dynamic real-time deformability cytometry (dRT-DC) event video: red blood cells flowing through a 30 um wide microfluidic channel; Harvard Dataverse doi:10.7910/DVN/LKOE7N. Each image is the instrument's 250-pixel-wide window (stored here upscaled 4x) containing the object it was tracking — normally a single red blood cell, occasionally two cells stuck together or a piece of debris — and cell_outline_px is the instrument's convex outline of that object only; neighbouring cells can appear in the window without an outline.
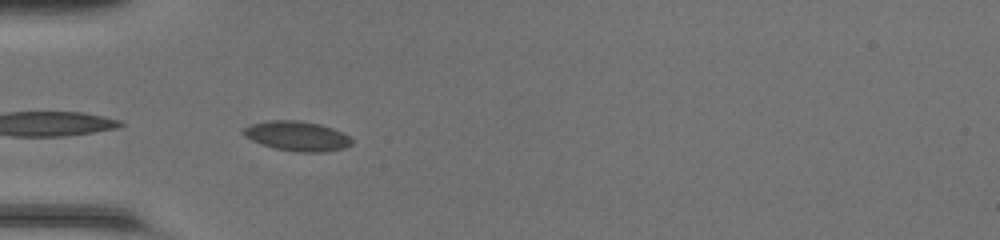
{"species": "common noctule bat (a hibernating species)", "species_latin": "Nyctalus noctula", "temperature_condition": "room temperature", "stored_images_in_passage": 4, "camera_frame_rate_fps": 3000, "um_per_image_px": 0.085, "animal": {"sex": "female", "body_mass_g": 20.0, "forearm_length_mm": 54.0}, "frame": {"image": 1, "passage_image": 1, "time_ms": 0.0, "image_size_px": [1000, 240], "cell_outline_px": [[352, 144], [344, 148], [320, 152], [296, 152], [276, 148], [252, 140], [244, 136], [240, 132], [240, 128], [252, 124], [272, 120], [300, 120], [320, 124], [332, 128], [348, 136], [352, 140]], "centroid_in_image_um": [25.21, 11.55], "position_along_channel_um": 59.8, "area_um2": 18.67}}